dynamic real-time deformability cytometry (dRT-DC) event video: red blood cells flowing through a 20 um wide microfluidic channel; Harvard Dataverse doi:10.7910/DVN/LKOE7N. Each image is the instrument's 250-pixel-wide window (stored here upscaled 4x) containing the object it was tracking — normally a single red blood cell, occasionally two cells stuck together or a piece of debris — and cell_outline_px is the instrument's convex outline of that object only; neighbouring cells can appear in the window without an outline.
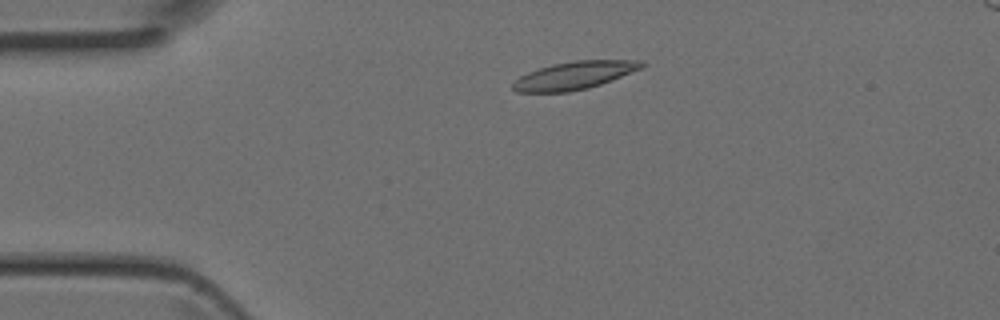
{"species": "Egyptian fruit bat (a non-hibernating species)", "species_latin": "Rousettus aegyptiacus", "temperature_condition": "room temperature", "stored_images_in_passage": 4, "camera_frame_rate_fps": 3000, "um_per_image_px": 0.085, "animal": {"sex": "female"}, "frame": {"image": 1, "passage_image": 2, "time_ms": 0.333, "image_size_px": [1000, 320], "cell_outline_px": [[648, 64], [640, 68], [600, 84], [588, 88], [568, 92], [516, 92], [512, 88], [512, 84], [520, 76], [528, 72], [552, 64], [576, 60], [644, 60]], "centroid_in_image_um": [48.81, 6.4], "position_along_channel_um": 36.2, "area_um2": 20.69}}
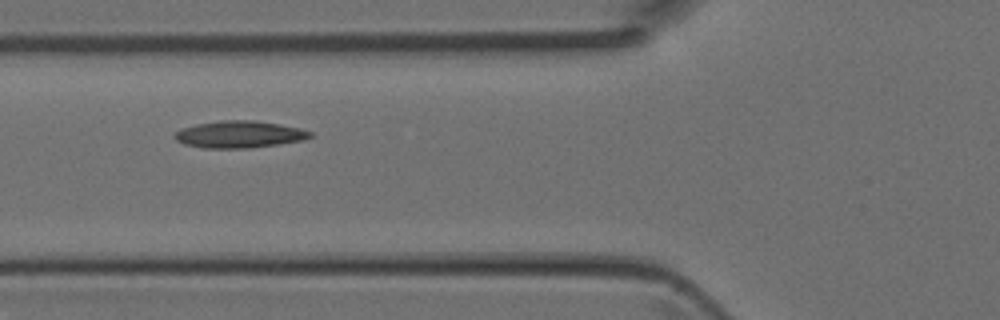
{"frame": {"image": 2, "passage_image": 4, "time_ms": 1.0, "image_size_px": [1000, 320], "cell_outline_px": [[312, 136], [304, 140], [248, 148], [204, 148], [184, 144], [176, 140], [172, 136], [176, 132], [184, 128], [196, 124], [220, 120], [256, 120], [280, 124], [300, 128], [312, 132]], "centroid_in_image_um": [20.34, 11.41], "position_along_channel_um": 105.5, "area_um2": 21.27}}